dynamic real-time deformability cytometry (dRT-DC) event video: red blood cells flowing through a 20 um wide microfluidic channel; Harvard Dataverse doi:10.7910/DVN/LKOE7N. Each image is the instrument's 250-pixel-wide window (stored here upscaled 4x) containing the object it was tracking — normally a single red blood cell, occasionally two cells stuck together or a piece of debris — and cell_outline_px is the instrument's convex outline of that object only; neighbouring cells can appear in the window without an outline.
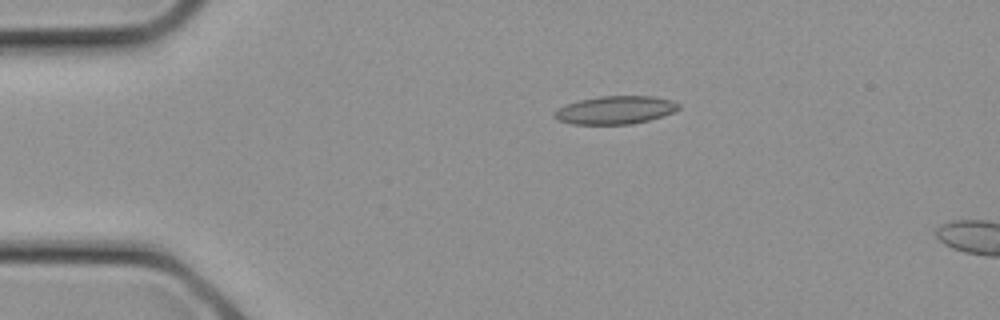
{"species": "common noctule bat (a hibernating species)", "species_latin": "Nyctalus noctula", "temperature_condition": "cold", "stored_images_in_passage": 3, "camera_frame_rate_fps": 3000, "um_per_image_px": 0.085, "animal": {"sex": "female", "body_mass_g": 21.9}, "frame": {"image": 1, "passage_image": 1, "time_ms": 0.0, "image_size_px": [1000, 320], "cell_outline_px": [[680, 108], [672, 112], [648, 120], [632, 124], [572, 124], [556, 120], [552, 116], [552, 112], [556, 108], [564, 104], [580, 100], [600, 96], [652, 96], [672, 100], [680, 104]], "centroid_in_image_um": [52.22, 9.35], "position_along_channel_um": 32.8, "area_um2": 20.46}}